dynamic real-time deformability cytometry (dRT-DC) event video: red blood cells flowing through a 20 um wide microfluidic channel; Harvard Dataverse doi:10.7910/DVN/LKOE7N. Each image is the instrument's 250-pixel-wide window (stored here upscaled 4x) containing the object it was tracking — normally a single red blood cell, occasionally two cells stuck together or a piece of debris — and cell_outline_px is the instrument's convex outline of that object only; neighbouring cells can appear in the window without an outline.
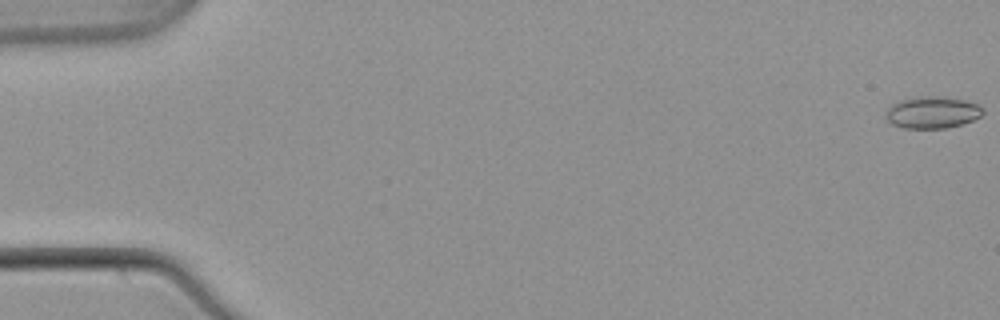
{"species": "common noctule bat (a hibernating species)", "species_latin": "Nyctalus noctula", "temperature_condition": "warm", "stored_images_in_passage": 54, "camera_frame_rate_fps": 3000, "um_per_image_px": 0.085, "animal": {"sex": "male", "body_mass_g": 21.5, "forearm_length_mm": 52.0}, "frame": {"image": 1, "passage_image": 1, "time_ms": 0.0, "image_size_px": [1000, 320], "cell_outline_px": [[984, 112], [980, 116], [972, 120], [960, 124], [944, 128], [904, 128], [892, 124], [884, 116], [888, 108], [892, 104], [900, 100], [916, 96], [944, 96], [964, 100], [976, 104]], "centroid_in_image_um": [79.2, 9.54], "position_along_channel_um": 5.8, "area_um2": 17.92}}
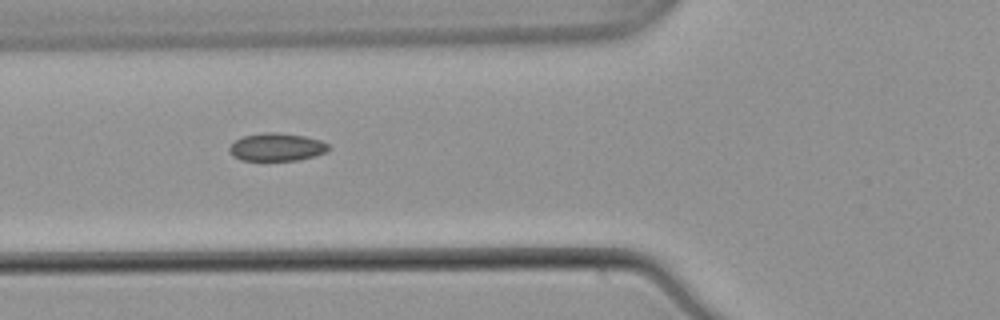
{"frame": {"image": 2, "passage_image": 21, "time_ms": 6.667, "image_size_px": [1000, 320], "cell_outline_px": [[328, 148], [324, 152], [312, 156], [296, 160], [240, 160], [232, 156], [228, 148], [236, 140], [244, 136], [264, 132], [276, 132], [304, 136], [320, 140], [328, 144]], "centroid_in_image_um": [23.47, 12.49], "position_along_channel_um": 102.3, "area_um2": 15.84}}
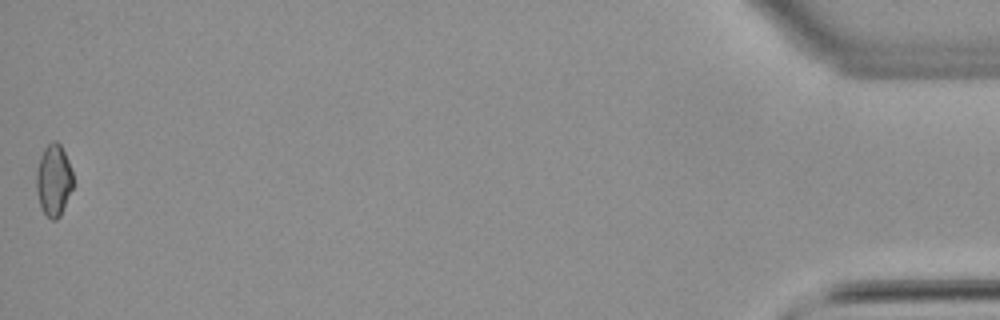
{"frame": {"image": 3, "passage_image": 54, "time_ms": 17.667, "image_size_px": [1000, 320], "cell_outline_px": [[72, 188], [60, 216], [56, 220], [52, 220], [44, 212], [40, 204], [36, 192], [36, 172], [40, 156], [44, 148], [52, 140], [56, 140], [60, 144], [68, 160], [72, 172]], "centroid_in_image_um": [4.55, 15.29], "position_along_channel_um": 430.7, "area_um2": 15.2}, "authors_computed_cell_mechanics": {"area_um2": 15.9528, "velocity_mm_per_s": 3.8796, "shape_relaxation_time_tau1_ms": null, "shape_relaxation_time_tau2_ms": 2.2781, "deformation_change_tau1": null, "deformation_change_tau2": 0.0666}}